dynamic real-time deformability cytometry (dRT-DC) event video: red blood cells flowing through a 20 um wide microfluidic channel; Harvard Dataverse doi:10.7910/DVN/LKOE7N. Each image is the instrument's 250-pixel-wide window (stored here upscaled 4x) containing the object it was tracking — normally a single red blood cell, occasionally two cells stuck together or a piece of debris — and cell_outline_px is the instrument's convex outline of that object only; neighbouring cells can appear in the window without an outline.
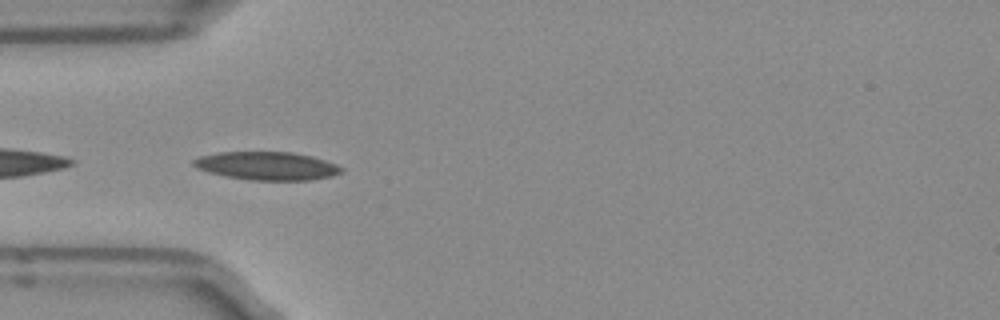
{"species": "Egyptian fruit bat (a non-hibernating species)", "species_latin": "Rousettus aegyptiacus", "temperature_condition": "room temperature", "stored_images_in_passage": 9, "camera_frame_rate_fps": 3000, "um_per_image_px": 0.085, "frame": {"image": 1, "passage_image": 1, "time_ms": 0.0, "image_size_px": [1000, 320], "cell_outline_px": [[344, 168], [340, 172], [332, 176], [308, 180], [252, 180], [224, 176], [208, 172], [196, 168], [192, 164], [192, 160], [200, 156], [220, 152], [292, 152], [312, 156], [336, 164]], "centroid_in_image_um": [22.66, 14.1], "position_along_channel_um": 62.3, "area_um2": 24.28}}